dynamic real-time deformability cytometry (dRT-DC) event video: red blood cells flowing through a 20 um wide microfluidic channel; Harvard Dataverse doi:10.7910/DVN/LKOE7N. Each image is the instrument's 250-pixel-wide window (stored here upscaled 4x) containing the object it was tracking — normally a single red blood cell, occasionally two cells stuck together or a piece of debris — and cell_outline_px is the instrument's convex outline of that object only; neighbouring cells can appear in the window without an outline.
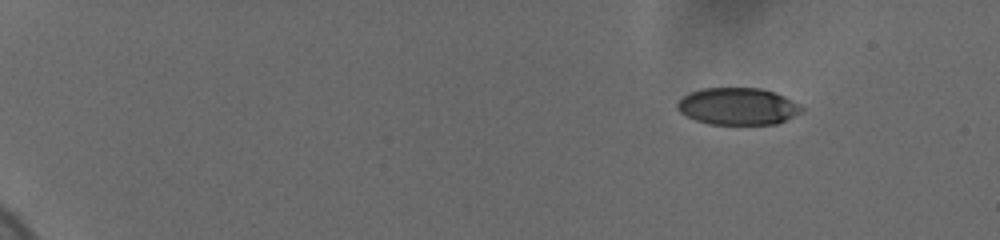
{"species": "human", "species_latin": "Homo sapiens", "temperature_condition": "cold", "stored_images_in_passage": 24, "camera_frame_rate_fps": 3000, "um_per_image_px": 0.085, "donor": {"sex": "female"}, "frame": {"image": 1, "passage_image": 1, "time_ms": 0.0, "image_size_px": [1000, 240], "cell_outline_px": [[804, 112], [776, 124], [708, 124], [696, 120], [680, 112], [676, 108], [676, 104], [684, 96], [692, 92], [704, 88], [760, 88], [784, 96], [800, 104], [804, 108]], "centroid_in_image_um": [62.75, 9.04], "position_along_channel_um": 22.3, "area_um2": 26.76}}
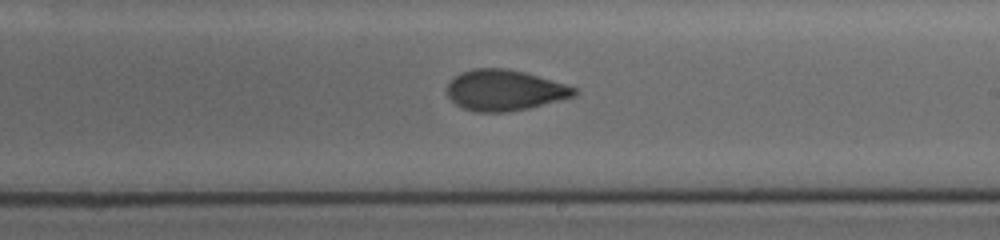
{"frame": {"image": 2, "passage_image": 13, "time_ms": 10.0, "image_size_px": [1000, 240], "cell_outline_px": [[580, 92], [576, 96], [528, 108], [508, 112], [476, 112], [464, 108], [456, 104], [448, 96], [448, 84], [460, 72], [472, 68], [504, 68], [524, 72], [564, 84], [576, 88]], "centroid_in_image_um": [42.9, 7.67], "position_along_channel_um": 246.1, "area_um2": 30.06}}
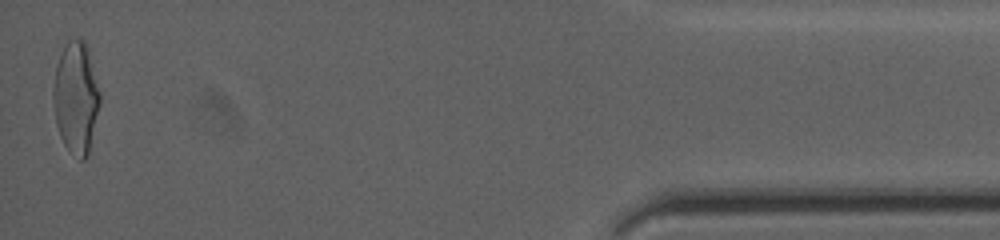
{"frame": {"image": 3, "passage_image": 24, "time_ms": 16.667, "image_size_px": [1000, 240], "cell_outline_px": [[100, 100], [88, 156], [84, 160], [80, 160], [64, 144], [60, 136], [56, 124], [52, 96], [52, 92], [56, 64], [68, 40], [84, 40], [88, 48], [100, 92]], "centroid_in_image_um": [6.45, 8.31], "position_along_channel_um": 428.8, "area_um2": 30.11}, "authors_computed_cell_mechanics": {"area_um2": 29.9404, "velocity_mm_per_s": 3.7031, "shape_relaxation_time_tau1_ms": 4.6851, "shape_relaxation_time_tau2_ms": 1.4259, "deformation_change_tau1": 0.1478, "deformation_change_tau2": 0.065}}